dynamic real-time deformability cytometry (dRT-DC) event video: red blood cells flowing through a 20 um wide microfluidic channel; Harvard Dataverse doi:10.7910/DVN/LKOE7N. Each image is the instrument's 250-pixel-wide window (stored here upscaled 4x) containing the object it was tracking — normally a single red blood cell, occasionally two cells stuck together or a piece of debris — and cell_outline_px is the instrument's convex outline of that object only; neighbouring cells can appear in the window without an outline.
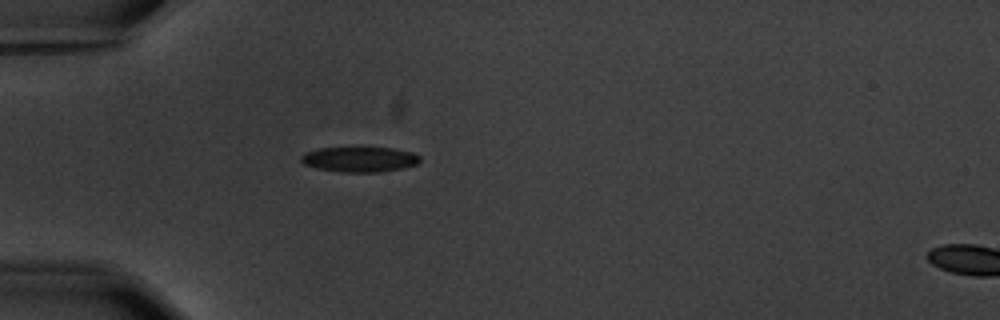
{"species": "common noctule bat (a hibernating species)", "species_latin": "Nyctalus noctula", "temperature_condition": "warm", "stored_images_in_passage": 6, "segment_of_instrument_passage": [1, 2], "camera_frame_rate_fps": 3000, "um_per_image_px": 0.085, "animal": {"sex": "male", "body_mass_g": 20.1, "forearm_length_mm": 53.5}, "frame": {"image": 1, "passage_image": 5, "time_ms": 4.667, "image_size_px": [1000, 320], "cell_outline_px": [[420, 160], [416, 164], [404, 168], [380, 172], [340, 172], [316, 168], [304, 164], [300, 160], [300, 156], [304, 152], [316, 148], [392, 148], [412, 152], [420, 156]], "centroid_in_image_um": [30.53, 13.55], "position_along_channel_um": 54.5, "area_um2": 17.51}}